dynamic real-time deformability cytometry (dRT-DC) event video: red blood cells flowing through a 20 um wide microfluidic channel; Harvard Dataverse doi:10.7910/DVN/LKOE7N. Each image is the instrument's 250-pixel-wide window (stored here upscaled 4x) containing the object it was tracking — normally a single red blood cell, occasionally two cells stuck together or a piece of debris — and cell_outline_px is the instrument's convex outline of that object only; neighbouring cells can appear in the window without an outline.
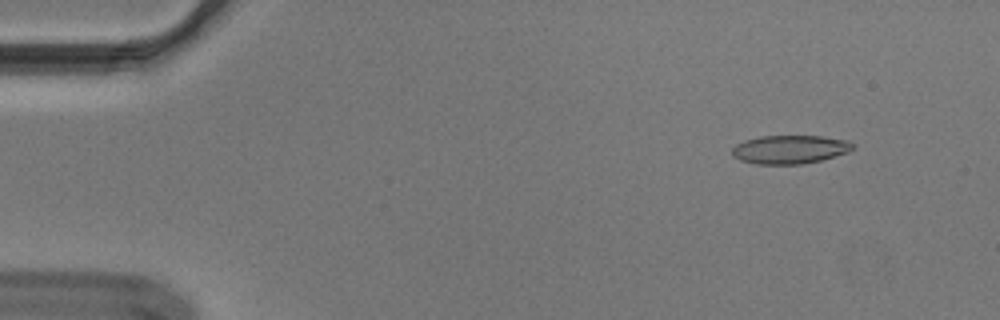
{"species": "Egyptian fruit bat (a non-hibernating species)", "species_latin": "Rousettus aegyptiacus", "temperature_condition": "cold", "stored_images_in_passage": 55, "camera_frame_rate_fps": 3000, "um_per_image_px": 0.085, "animal": {"sex": "male"}, "frame": {"image": 1, "passage_image": 6, "time_ms": 1.667, "image_size_px": [1000, 320], "cell_outline_px": [[856, 148], [848, 152], [820, 160], [800, 164], [756, 164], [740, 160], [732, 156], [732, 148], [736, 144], [744, 140], [760, 136], [820, 136], [848, 140], [856, 144]], "centroid_in_image_um": [67.15, 12.69], "position_along_channel_um": 17.9, "area_um2": 20.17}}
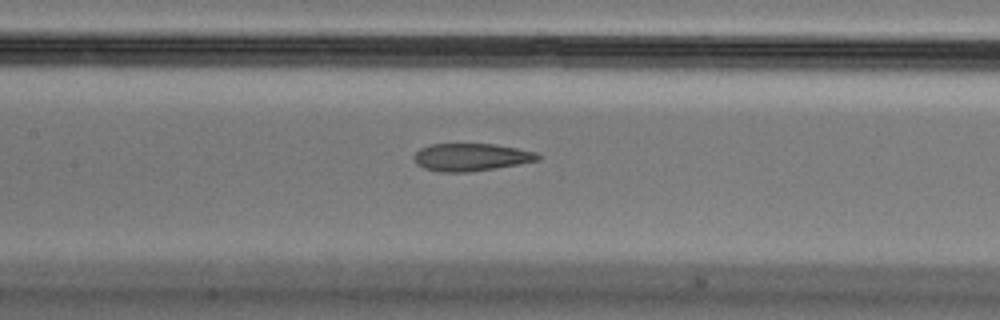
{"frame": {"image": 2, "passage_image": 26, "time_ms": 8.333, "image_size_px": [1000, 320], "cell_outline_px": [[540, 160], [468, 172], [440, 172], [424, 168], [416, 164], [412, 156], [420, 148], [432, 144], [496, 144], [536, 152], [540, 156]], "centroid_in_image_um": [40.0, 13.35], "position_along_channel_um": 167.4, "area_um2": 19.77}}
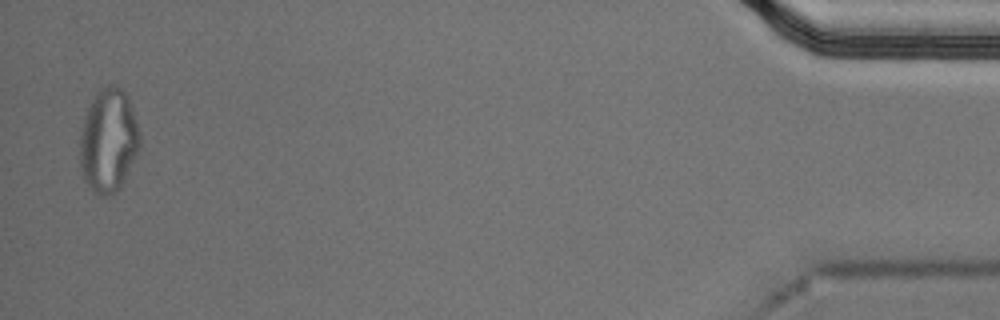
{"frame": {"image": 3, "passage_image": 54, "time_ms": 17.667, "image_size_px": [1000, 320], "cell_outline_px": [[140, 148], [120, 188], [108, 196], [100, 196], [92, 192], [84, 180], [80, 164], [80, 136], [84, 116], [96, 92], [100, 88], [108, 84], [116, 84], [128, 96], [140, 132]], "centroid_in_image_um": [9.22, 11.95], "position_along_channel_um": 426.0, "area_um2": 36.41}, "authors_computed_cell_mechanics": {"area_um2": 20.6924, "velocity_mm_per_s": 3.6677, "shape_relaxation_time_tau1_ms": null, "shape_relaxation_time_tau2_ms": 2.5091, "deformation_change_tau1": null, "deformation_change_tau2": 0.1171}}